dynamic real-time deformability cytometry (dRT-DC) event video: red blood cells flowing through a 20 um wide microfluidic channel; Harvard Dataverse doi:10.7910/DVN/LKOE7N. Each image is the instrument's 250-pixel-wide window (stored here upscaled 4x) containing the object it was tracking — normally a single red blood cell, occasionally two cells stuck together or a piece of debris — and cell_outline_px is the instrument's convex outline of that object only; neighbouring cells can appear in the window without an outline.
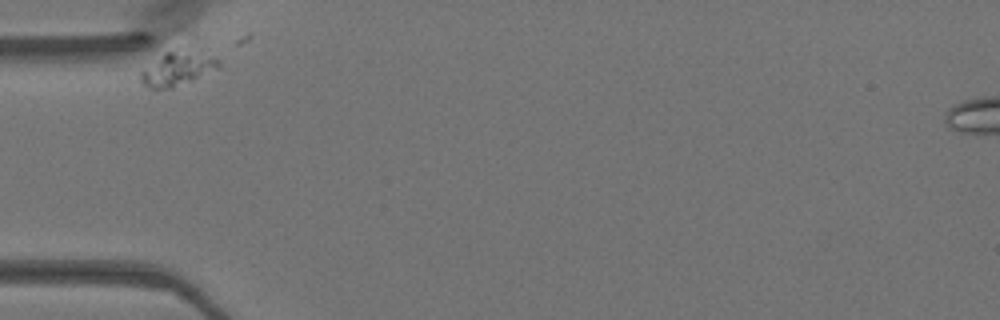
{"species": "Egyptian fruit bat (a non-hibernating species)", "species_latin": "Rousettus aegyptiacus", "temperature_condition": "warm", "stored_images_in_passage": 9, "camera_frame_rate_fps": 3000, "um_per_image_px": 0.085, "animal": {"sex": "female"}, "frame": {"image": 1, "passage_image": 1, "time_ms": 0.0, "image_size_px": [1000, 320], "cell_outline_px": [[220, 68], [192, 80], [172, 88], [152, 88], [144, 84], [140, 80], [140, 72], [164, 52], [176, 52], [220, 60]], "centroid_in_image_um": [15.01, 5.92], "position_along_channel_um": 70.0, "area_um2": 14.1}}
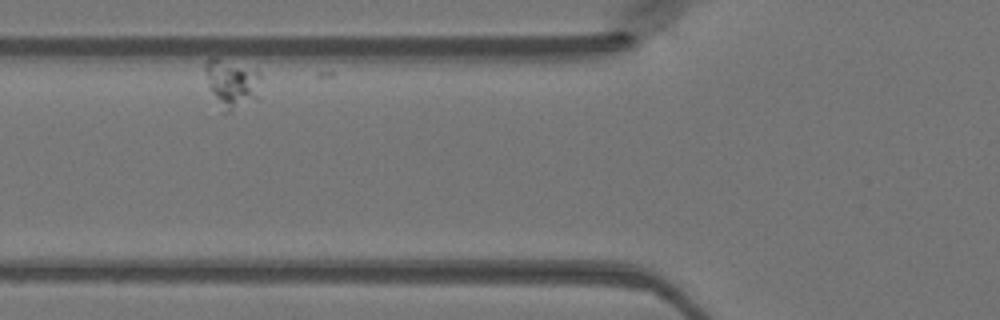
{"frame": {"image": 2, "passage_image": 5, "time_ms": 1.333, "image_size_px": [1000, 320], "cell_outline_px": [[260, 100], [228, 112], [224, 112], [208, 88], [204, 68], [204, 64], [212, 56], [216, 56], [260, 72]], "centroid_in_image_um": [19.72, 7.1], "position_along_channel_um": 106.1, "area_um2": 16.13}}